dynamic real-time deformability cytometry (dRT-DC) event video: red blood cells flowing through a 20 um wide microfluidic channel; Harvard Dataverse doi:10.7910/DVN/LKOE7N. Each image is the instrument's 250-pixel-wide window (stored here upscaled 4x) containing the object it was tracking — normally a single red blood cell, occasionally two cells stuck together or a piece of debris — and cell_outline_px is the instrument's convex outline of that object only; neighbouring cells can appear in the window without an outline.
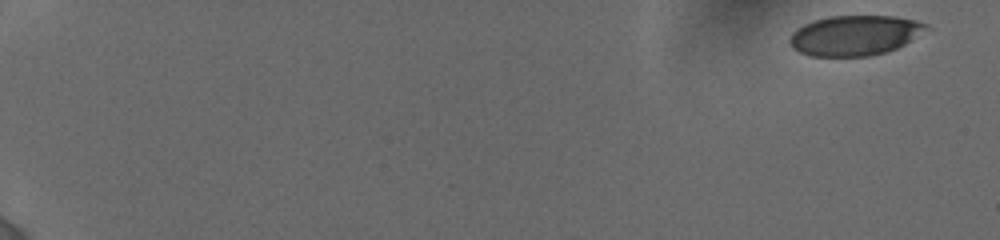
{"species": "human", "species_latin": "Homo sapiens", "temperature_condition": "cold", "stored_images_in_passage": 12, "camera_frame_rate_fps": 3000, "um_per_image_px": 0.085, "donor": {"sex": "female"}, "frame": {"image": 1, "passage_image": 1, "time_ms": 0.0, "image_size_px": [1000, 240], "cell_outline_px": [[932, 28], [904, 44], [896, 48], [884, 52], [868, 56], [812, 56], [800, 52], [792, 48], [788, 40], [792, 32], [796, 28], [804, 24], [828, 16], [896, 16], [916, 20], [928, 24]], "centroid_in_image_um": [72.67, 3.0], "position_along_channel_um": 12.3, "area_um2": 32.02}}
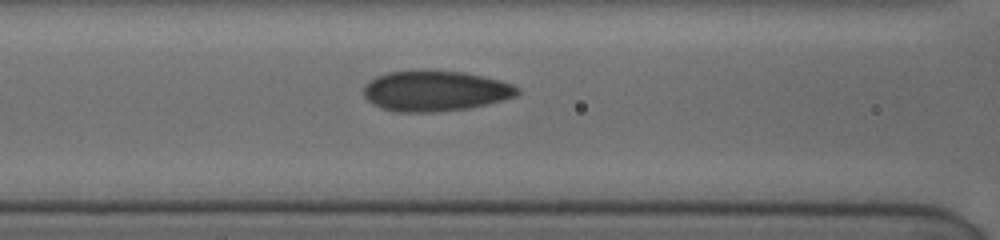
{"frame": {"image": 2, "passage_image": 9, "time_ms": 8.333, "image_size_px": [1000, 240], "cell_outline_px": [[520, 92], [516, 96], [504, 100], [488, 104], [468, 108], [432, 112], [396, 112], [380, 108], [368, 100], [364, 96], [364, 84], [376, 76], [388, 72], [464, 72], [484, 76], [500, 80], [512, 84], [520, 88]], "centroid_in_image_um": [37.02, 7.75], "position_along_channel_um": 129.6, "area_um2": 35.95}}
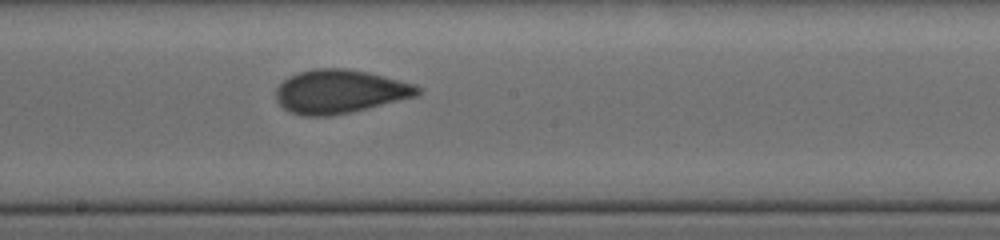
{"frame": {"image": 3, "passage_image": 12, "time_ms": 10.667, "image_size_px": [1000, 240], "cell_outline_px": [[424, 88], [420, 96], [348, 112], [328, 116], [304, 116], [288, 112], [276, 100], [276, 88], [288, 76], [312, 68], [348, 68], [368, 72], [416, 84]], "centroid_in_image_um": [28.92, 7.77], "position_along_channel_um": 219.3, "area_um2": 36.3}}